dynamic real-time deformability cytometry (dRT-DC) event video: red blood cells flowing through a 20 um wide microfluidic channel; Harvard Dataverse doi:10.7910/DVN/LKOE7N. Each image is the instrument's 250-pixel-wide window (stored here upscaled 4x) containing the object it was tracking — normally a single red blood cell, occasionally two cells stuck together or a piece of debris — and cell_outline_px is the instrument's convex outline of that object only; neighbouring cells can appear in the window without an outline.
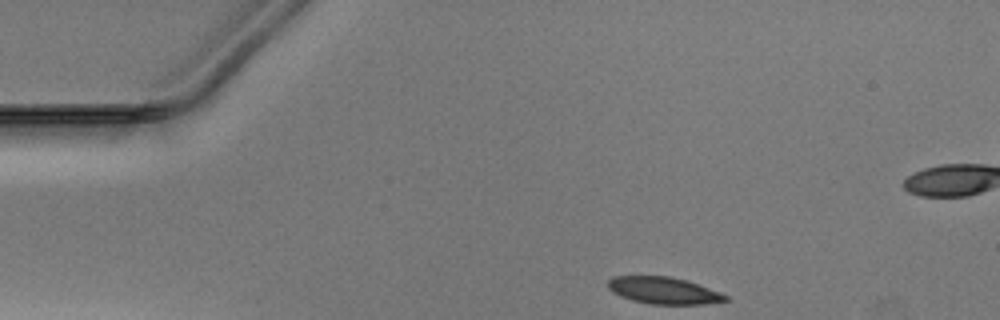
{"species": "Egyptian fruit bat (a non-hibernating species)", "species_latin": "Rousettus aegyptiacus", "temperature_condition": "warm", "stored_images_in_passage": 33, "camera_frame_rate_fps": 3000, "um_per_image_px": 0.085, "animal": {"sex": "male"}, "frame": {"image": 1, "passage_image": 1, "time_ms": 0.0, "image_size_px": [1000, 320], "cell_outline_px": [[728, 300], [704, 304], [648, 304], [632, 300], [620, 296], [612, 292], [608, 288], [608, 280], [612, 276], [668, 276], [684, 280], [720, 292], [728, 296]], "centroid_in_image_um": [56.36, 24.7], "position_along_channel_um": 28.6, "area_um2": 18.26}}
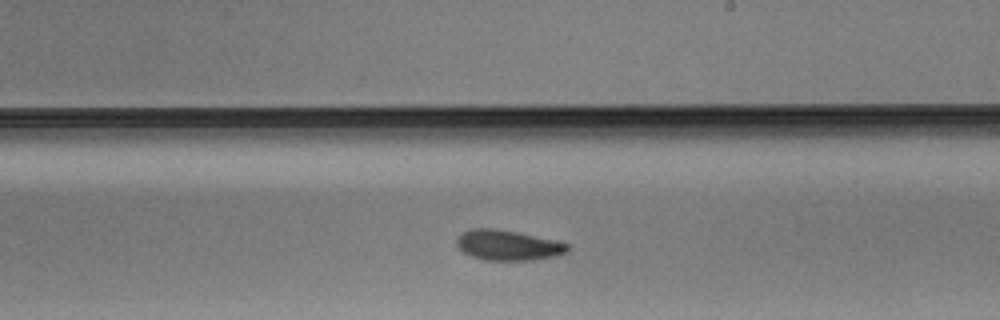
{"frame": {"image": 2, "passage_image": 22, "time_ms": 7.0, "image_size_px": [1000, 320], "cell_outline_px": [[572, 248], [568, 252], [556, 256], [532, 260], [484, 260], [472, 256], [464, 252], [456, 244], [456, 240], [464, 232], [472, 228], [492, 228], [516, 232], [572, 244]], "centroid_in_image_um": [43.24, 20.85], "position_along_channel_um": 245.8, "area_um2": 19.48}}
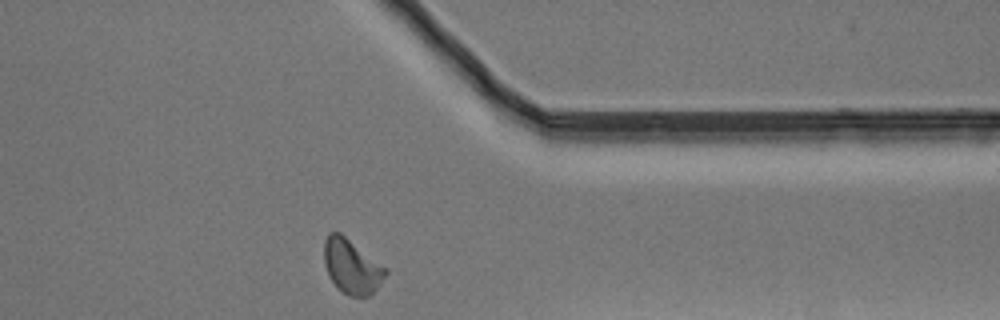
{"frame": {"image": 3, "passage_image": 33, "time_ms": 10.667, "image_size_px": [1000, 320], "cell_outline_px": [[388, 272], [380, 284], [368, 296], [348, 296], [336, 288], [328, 276], [324, 264], [324, 240], [328, 232], [340, 232], [388, 268]], "centroid_in_image_um": [29.88, 22.64], "position_along_channel_um": 381.5, "area_um2": 19.77}}